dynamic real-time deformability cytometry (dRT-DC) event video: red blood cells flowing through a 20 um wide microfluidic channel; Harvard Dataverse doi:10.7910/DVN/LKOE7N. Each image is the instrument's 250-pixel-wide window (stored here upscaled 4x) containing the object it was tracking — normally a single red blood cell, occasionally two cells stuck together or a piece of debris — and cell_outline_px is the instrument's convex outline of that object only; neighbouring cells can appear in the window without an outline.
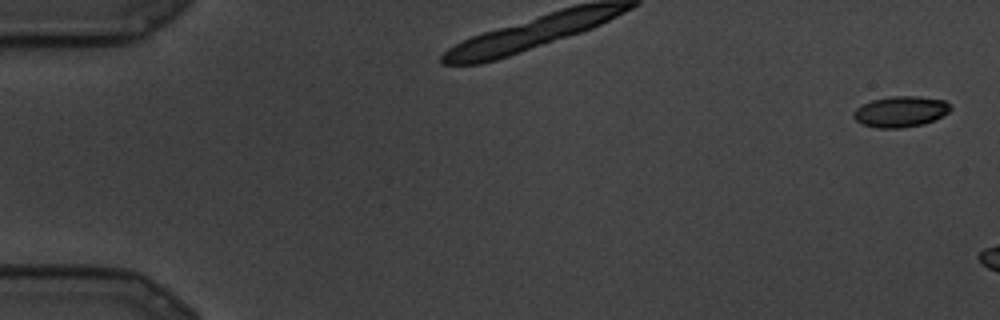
{"species": "common noctule bat (a hibernating species)", "species_latin": "Nyctalus noctula", "temperature_condition": "cold", "stored_images_in_passage": 4, "camera_frame_rate_fps": 3000, "um_per_image_px": 0.085, "animal": {"sex": "male", "body_mass_g": 19.5, "forearm_length_mm": 54.6}, "frame": {"image": 1, "passage_image": 1, "time_ms": 0.0, "image_size_px": [1000, 320], "cell_outline_px": [[952, 108], [948, 112], [924, 124], [900, 128], [876, 128], [860, 124], [852, 116], [852, 112], [856, 108], [872, 100], [892, 96], [916, 96], [944, 100]], "centroid_in_image_um": [76.5, 9.49], "position_along_channel_um": 8.5, "area_um2": 17.34}}